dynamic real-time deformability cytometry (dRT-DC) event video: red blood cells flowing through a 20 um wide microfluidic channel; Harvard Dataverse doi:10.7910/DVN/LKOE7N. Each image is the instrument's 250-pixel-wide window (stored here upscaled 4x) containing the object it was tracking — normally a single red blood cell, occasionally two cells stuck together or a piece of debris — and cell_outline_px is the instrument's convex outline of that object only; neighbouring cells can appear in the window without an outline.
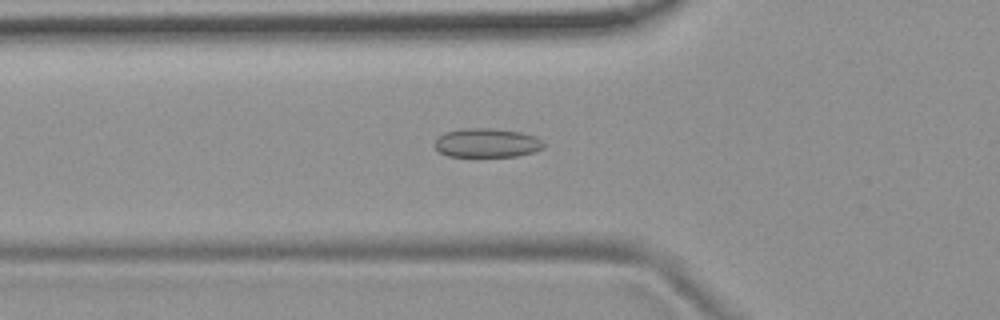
{"species": "common noctule bat (a hibernating species)", "species_latin": "Nyctalus noctula", "temperature_condition": "room temperature", "stored_images_in_passage": 38, "camera_frame_rate_fps": 3000, "um_per_image_px": 0.085, "animal": {"sex": "female", "body_mass_g": 19.9}, "frame": {"image": 1, "passage_image": 10, "time_ms": 3.0, "image_size_px": [1000, 320], "cell_outline_px": [[544, 148], [532, 152], [516, 156], [448, 156], [440, 152], [432, 144], [444, 132], [464, 128], [488, 128], [520, 132], [536, 136], [544, 144]], "centroid_in_image_um": [41.36, 12.14], "position_along_channel_um": 84.4, "area_um2": 18.32}}
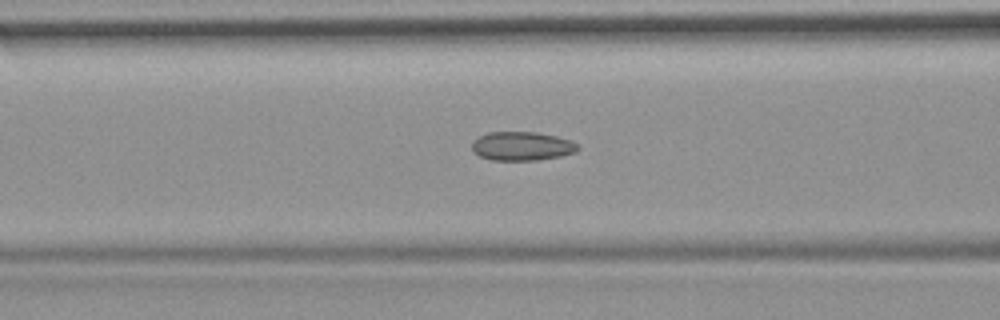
{"frame": {"image": 2, "passage_image": 13, "time_ms": 4.0, "image_size_px": [1000, 320], "cell_outline_px": [[580, 148], [576, 152], [560, 156], [536, 160], [492, 160], [480, 156], [472, 152], [472, 140], [488, 132], [536, 132], [556, 136], [568, 140], [576, 144]], "centroid_in_image_um": [44.33, 12.42], "position_along_channel_um": 122.3, "area_um2": 17.74}}
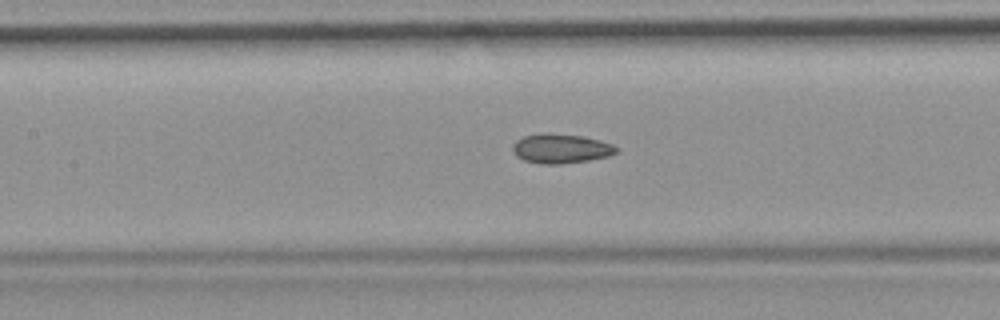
{"frame": {"image": 3, "passage_image": 16, "time_ms": 5.0, "image_size_px": [1000, 320], "cell_outline_px": [[620, 148], [616, 152], [608, 156], [588, 160], [560, 164], [540, 164], [524, 160], [516, 156], [512, 148], [512, 144], [516, 140], [524, 136], [544, 132], [548, 132], [580, 136], [600, 140], [612, 144]], "centroid_in_image_um": [47.65, 12.62], "position_along_channel_um": 159.7, "area_um2": 17.86}, "authors_computed_cell_mechanics": {"area_um2": 17.4556, "velocity_mm_per_s": 3.7329, "shape_relaxation_time_tau1_ms": null, "shape_relaxation_time_tau2_ms": 2.8818, "deformation_change_tau1": null, "deformation_change_tau2": 0.0882}}